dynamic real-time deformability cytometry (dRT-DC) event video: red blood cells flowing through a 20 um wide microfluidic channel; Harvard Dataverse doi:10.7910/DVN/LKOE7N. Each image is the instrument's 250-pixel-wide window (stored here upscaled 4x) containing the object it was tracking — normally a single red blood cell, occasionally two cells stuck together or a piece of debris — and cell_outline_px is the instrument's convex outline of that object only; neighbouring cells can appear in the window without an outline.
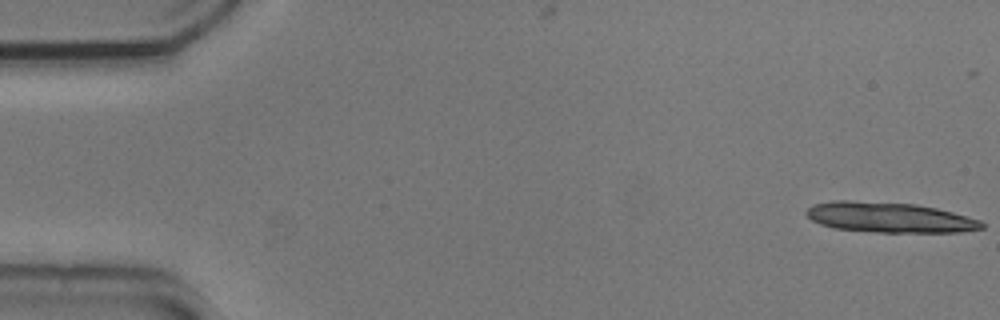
{"species": "common noctule bat (a hibernating species)", "species_latin": "Nyctalus noctula", "temperature_condition": "cold", "stored_images_in_passage": 15, "camera_frame_rate_fps": 3000, "um_per_image_px": 0.085, "animal": {"sex": "male", "body_mass_g": 20.5, "forearm_length_mm": 52.5}, "frame": {"image": 1, "passage_image": 1, "time_ms": 0.0, "image_size_px": [1000, 320], "cell_outline_px": [[984, 228], [960, 232], [876, 232], [832, 228], [820, 224], [812, 220], [804, 212], [812, 204], [832, 200], [848, 200], [916, 204], [936, 208], [952, 212], [980, 220], [984, 224]], "centroid_in_image_um": [75.56, 18.47], "position_along_channel_um": 9.4, "area_um2": 30.98}}